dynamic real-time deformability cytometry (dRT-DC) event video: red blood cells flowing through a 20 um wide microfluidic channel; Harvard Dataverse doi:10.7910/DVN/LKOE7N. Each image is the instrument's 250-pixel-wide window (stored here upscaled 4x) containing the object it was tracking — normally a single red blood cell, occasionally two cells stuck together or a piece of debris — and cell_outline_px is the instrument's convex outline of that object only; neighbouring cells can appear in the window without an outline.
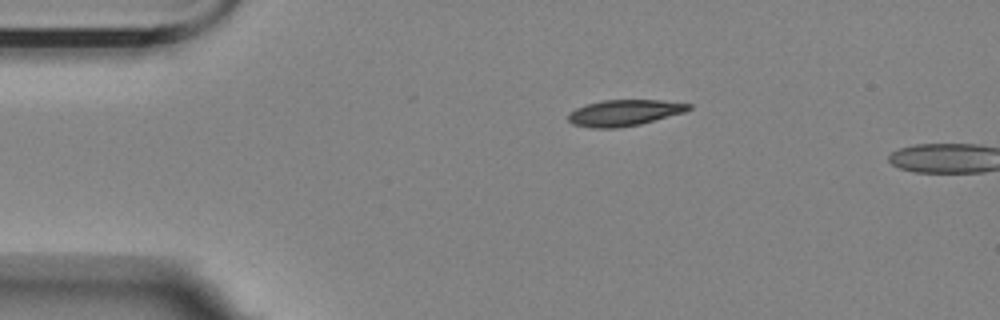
{"species": "Egyptian fruit bat (a non-hibernating species)", "species_latin": "Rousettus aegyptiacus", "temperature_condition": "room temperature", "stored_images_in_passage": 2, "camera_frame_rate_fps": 3000, "um_per_image_px": 0.085, "animal": {"sex": "female"}, "frame": {"image": 1, "passage_image": 1, "time_ms": 0.0, "image_size_px": [1000, 320], "cell_outline_px": [[692, 108], [684, 112], [640, 124], [616, 128], [592, 128], [572, 124], [568, 120], [568, 112], [584, 104], [604, 100], [660, 100], [692, 104]], "centroid_in_image_um": [53.03, 9.58], "position_along_channel_um": 32.0, "area_um2": 18.38}}